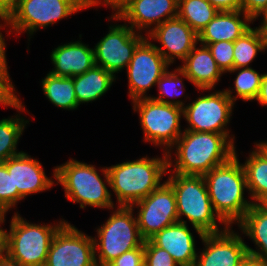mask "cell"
<instances>
[{"instance_id": "obj_33", "label": "cell", "mask_w": 267, "mask_h": 266, "mask_svg": "<svg viewBox=\"0 0 267 266\" xmlns=\"http://www.w3.org/2000/svg\"><path fill=\"white\" fill-rule=\"evenodd\" d=\"M206 45L223 73L233 70L234 64V42L219 41L214 43H200Z\"/></svg>"}, {"instance_id": "obj_30", "label": "cell", "mask_w": 267, "mask_h": 266, "mask_svg": "<svg viewBox=\"0 0 267 266\" xmlns=\"http://www.w3.org/2000/svg\"><path fill=\"white\" fill-rule=\"evenodd\" d=\"M238 74L234 80V92L236 93L233 95V90L231 89H224L225 93L231 98V100L235 103V101L240 98L243 101H255L258 96L261 80L263 74H259L258 71L254 70L252 67H244V68H237L229 71L230 73Z\"/></svg>"}, {"instance_id": "obj_34", "label": "cell", "mask_w": 267, "mask_h": 266, "mask_svg": "<svg viewBox=\"0 0 267 266\" xmlns=\"http://www.w3.org/2000/svg\"><path fill=\"white\" fill-rule=\"evenodd\" d=\"M144 266H180L168 251L144 240Z\"/></svg>"}, {"instance_id": "obj_5", "label": "cell", "mask_w": 267, "mask_h": 266, "mask_svg": "<svg viewBox=\"0 0 267 266\" xmlns=\"http://www.w3.org/2000/svg\"><path fill=\"white\" fill-rule=\"evenodd\" d=\"M103 179L96 170L95 165L69 159L65 164L53 169V176L57 183L61 184L67 200L79 203L80 208L97 207L100 209L115 210L107 167L100 169Z\"/></svg>"}, {"instance_id": "obj_37", "label": "cell", "mask_w": 267, "mask_h": 266, "mask_svg": "<svg viewBox=\"0 0 267 266\" xmlns=\"http://www.w3.org/2000/svg\"><path fill=\"white\" fill-rule=\"evenodd\" d=\"M267 8V0H242L241 11L256 21Z\"/></svg>"}, {"instance_id": "obj_43", "label": "cell", "mask_w": 267, "mask_h": 266, "mask_svg": "<svg viewBox=\"0 0 267 266\" xmlns=\"http://www.w3.org/2000/svg\"><path fill=\"white\" fill-rule=\"evenodd\" d=\"M19 0H0V16L8 17L15 9Z\"/></svg>"}, {"instance_id": "obj_20", "label": "cell", "mask_w": 267, "mask_h": 266, "mask_svg": "<svg viewBox=\"0 0 267 266\" xmlns=\"http://www.w3.org/2000/svg\"><path fill=\"white\" fill-rule=\"evenodd\" d=\"M50 56L54 69L49 73L55 76L73 77L96 65L94 49L79 40L59 45Z\"/></svg>"}, {"instance_id": "obj_45", "label": "cell", "mask_w": 267, "mask_h": 266, "mask_svg": "<svg viewBox=\"0 0 267 266\" xmlns=\"http://www.w3.org/2000/svg\"><path fill=\"white\" fill-rule=\"evenodd\" d=\"M0 266H23L16 260L11 259L7 254L0 255Z\"/></svg>"}, {"instance_id": "obj_32", "label": "cell", "mask_w": 267, "mask_h": 266, "mask_svg": "<svg viewBox=\"0 0 267 266\" xmlns=\"http://www.w3.org/2000/svg\"><path fill=\"white\" fill-rule=\"evenodd\" d=\"M23 199L18 191H13L12 174L8 173L4 163H0V211H10Z\"/></svg>"}, {"instance_id": "obj_21", "label": "cell", "mask_w": 267, "mask_h": 266, "mask_svg": "<svg viewBox=\"0 0 267 266\" xmlns=\"http://www.w3.org/2000/svg\"><path fill=\"white\" fill-rule=\"evenodd\" d=\"M182 64L179 68L186 74L187 80L203 92L212 91L224 74L214 60L210 49L203 44L199 48L195 46Z\"/></svg>"}, {"instance_id": "obj_49", "label": "cell", "mask_w": 267, "mask_h": 266, "mask_svg": "<svg viewBox=\"0 0 267 266\" xmlns=\"http://www.w3.org/2000/svg\"><path fill=\"white\" fill-rule=\"evenodd\" d=\"M266 38V48H267V30L264 32Z\"/></svg>"}, {"instance_id": "obj_4", "label": "cell", "mask_w": 267, "mask_h": 266, "mask_svg": "<svg viewBox=\"0 0 267 266\" xmlns=\"http://www.w3.org/2000/svg\"><path fill=\"white\" fill-rule=\"evenodd\" d=\"M166 182L172 187L176 197L179 222L187 224L182 217L185 216L200 239L204 234L218 233L228 227L213 209L203 175L171 173ZM219 223L224 228L219 229Z\"/></svg>"}, {"instance_id": "obj_28", "label": "cell", "mask_w": 267, "mask_h": 266, "mask_svg": "<svg viewBox=\"0 0 267 266\" xmlns=\"http://www.w3.org/2000/svg\"><path fill=\"white\" fill-rule=\"evenodd\" d=\"M233 69L251 67L259 52L267 50L264 32L259 27H251L234 41Z\"/></svg>"}, {"instance_id": "obj_40", "label": "cell", "mask_w": 267, "mask_h": 266, "mask_svg": "<svg viewBox=\"0 0 267 266\" xmlns=\"http://www.w3.org/2000/svg\"><path fill=\"white\" fill-rule=\"evenodd\" d=\"M0 20L3 21L4 23L0 24V29H3V27H10L9 23L7 21L6 17L0 16ZM5 24V25H4ZM4 25V26H3ZM5 37H3V34L0 30V71H8V65H7V59H6V43H5Z\"/></svg>"}, {"instance_id": "obj_7", "label": "cell", "mask_w": 267, "mask_h": 266, "mask_svg": "<svg viewBox=\"0 0 267 266\" xmlns=\"http://www.w3.org/2000/svg\"><path fill=\"white\" fill-rule=\"evenodd\" d=\"M13 214L7 232L6 254L23 266H44L52 239L66 221L42 225L27 222L18 212Z\"/></svg>"}, {"instance_id": "obj_25", "label": "cell", "mask_w": 267, "mask_h": 266, "mask_svg": "<svg viewBox=\"0 0 267 266\" xmlns=\"http://www.w3.org/2000/svg\"><path fill=\"white\" fill-rule=\"evenodd\" d=\"M14 109L19 111V116L17 114L0 120V163L23 152L17 151V145L29 121L20 116V112L26 110L22 102Z\"/></svg>"}, {"instance_id": "obj_8", "label": "cell", "mask_w": 267, "mask_h": 266, "mask_svg": "<svg viewBox=\"0 0 267 266\" xmlns=\"http://www.w3.org/2000/svg\"><path fill=\"white\" fill-rule=\"evenodd\" d=\"M90 7L91 0H19L7 17L8 35L13 31L18 35L24 31L31 37L40 28L45 29Z\"/></svg>"}, {"instance_id": "obj_26", "label": "cell", "mask_w": 267, "mask_h": 266, "mask_svg": "<svg viewBox=\"0 0 267 266\" xmlns=\"http://www.w3.org/2000/svg\"><path fill=\"white\" fill-rule=\"evenodd\" d=\"M41 82L43 93L54 106L64 110H75L79 107L72 77L48 73Z\"/></svg>"}, {"instance_id": "obj_24", "label": "cell", "mask_w": 267, "mask_h": 266, "mask_svg": "<svg viewBox=\"0 0 267 266\" xmlns=\"http://www.w3.org/2000/svg\"><path fill=\"white\" fill-rule=\"evenodd\" d=\"M237 225L256 246L257 250L247 245L248 254L267 259V213L253 204Z\"/></svg>"}, {"instance_id": "obj_19", "label": "cell", "mask_w": 267, "mask_h": 266, "mask_svg": "<svg viewBox=\"0 0 267 266\" xmlns=\"http://www.w3.org/2000/svg\"><path fill=\"white\" fill-rule=\"evenodd\" d=\"M150 240L169 252L180 266H194L197 254L195 239L186 223L176 222L157 232Z\"/></svg>"}, {"instance_id": "obj_29", "label": "cell", "mask_w": 267, "mask_h": 266, "mask_svg": "<svg viewBox=\"0 0 267 266\" xmlns=\"http://www.w3.org/2000/svg\"><path fill=\"white\" fill-rule=\"evenodd\" d=\"M219 11L207 0H178V17L185 21L197 34Z\"/></svg>"}, {"instance_id": "obj_1", "label": "cell", "mask_w": 267, "mask_h": 266, "mask_svg": "<svg viewBox=\"0 0 267 266\" xmlns=\"http://www.w3.org/2000/svg\"><path fill=\"white\" fill-rule=\"evenodd\" d=\"M183 131L167 152V173L204 175L235 155V145L224 134ZM175 148L176 158L173 160L171 151Z\"/></svg>"}, {"instance_id": "obj_10", "label": "cell", "mask_w": 267, "mask_h": 266, "mask_svg": "<svg viewBox=\"0 0 267 266\" xmlns=\"http://www.w3.org/2000/svg\"><path fill=\"white\" fill-rule=\"evenodd\" d=\"M234 102L224 90L204 94L183 107V117L187 121L184 130L224 134L233 144L227 125L232 116Z\"/></svg>"}, {"instance_id": "obj_39", "label": "cell", "mask_w": 267, "mask_h": 266, "mask_svg": "<svg viewBox=\"0 0 267 266\" xmlns=\"http://www.w3.org/2000/svg\"><path fill=\"white\" fill-rule=\"evenodd\" d=\"M219 12L241 11L242 0H207Z\"/></svg>"}, {"instance_id": "obj_15", "label": "cell", "mask_w": 267, "mask_h": 266, "mask_svg": "<svg viewBox=\"0 0 267 266\" xmlns=\"http://www.w3.org/2000/svg\"><path fill=\"white\" fill-rule=\"evenodd\" d=\"M228 226L218 233L204 234V248L197 254L194 266H241L248 255L247 244Z\"/></svg>"}, {"instance_id": "obj_31", "label": "cell", "mask_w": 267, "mask_h": 266, "mask_svg": "<svg viewBox=\"0 0 267 266\" xmlns=\"http://www.w3.org/2000/svg\"><path fill=\"white\" fill-rule=\"evenodd\" d=\"M180 76L187 79L186 74L179 68V66L171 72L167 69L156 84L159 91L158 96L154 97L149 95V97L158 102L172 104L183 108L185 106L183 100L176 99V97L185 93V84ZM166 97H170L171 100L165 99ZM172 98H175L176 100H172Z\"/></svg>"}, {"instance_id": "obj_41", "label": "cell", "mask_w": 267, "mask_h": 266, "mask_svg": "<svg viewBox=\"0 0 267 266\" xmlns=\"http://www.w3.org/2000/svg\"><path fill=\"white\" fill-rule=\"evenodd\" d=\"M6 212L0 211V255L6 254L7 249V229H2L1 225L5 222Z\"/></svg>"}, {"instance_id": "obj_6", "label": "cell", "mask_w": 267, "mask_h": 266, "mask_svg": "<svg viewBox=\"0 0 267 266\" xmlns=\"http://www.w3.org/2000/svg\"><path fill=\"white\" fill-rule=\"evenodd\" d=\"M133 211L131 206H117L105 224L96 230L97 236L93 240L97 266H107L124 252L144 248Z\"/></svg>"}, {"instance_id": "obj_22", "label": "cell", "mask_w": 267, "mask_h": 266, "mask_svg": "<svg viewBox=\"0 0 267 266\" xmlns=\"http://www.w3.org/2000/svg\"><path fill=\"white\" fill-rule=\"evenodd\" d=\"M251 23L253 20L242 11L218 12L198 34V42H234L251 28Z\"/></svg>"}, {"instance_id": "obj_9", "label": "cell", "mask_w": 267, "mask_h": 266, "mask_svg": "<svg viewBox=\"0 0 267 266\" xmlns=\"http://www.w3.org/2000/svg\"><path fill=\"white\" fill-rule=\"evenodd\" d=\"M132 105L134 112L139 113L144 141L163 147V153H167L183 133L180 125L183 108L151 97L136 99Z\"/></svg>"}, {"instance_id": "obj_44", "label": "cell", "mask_w": 267, "mask_h": 266, "mask_svg": "<svg viewBox=\"0 0 267 266\" xmlns=\"http://www.w3.org/2000/svg\"><path fill=\"white\" fill-rule=\"evenodd\" d=\"M241 266H267V259L259 258L248 254L242 262Z\"/></svg>"}, {"instance_id": "obj_46", "label": "cell", "mask_w": 267, "mask_h": 266, "mask_svg": "<svg viewBox=\"0 0 267 266\" xmlns=\"http://www.w3.org/2000/svg\"><path fill=\"white\" fill-rule=\"evenodd\" d=\"M253 204L258 209L267 213V193L261 195Z\"/></svg>"}, {"instance_id": "obj_13", "label": "cell", "mask_w": 267, "mask_h": 266, "mask_svg": "<svg viewBox=\"0 0 267 266\" xmlns=\"http://www.w3.org/2000/svg\"><path fill=\"white\" fill-rule=\"evenodd\" d=\"M44 266H97L93 237L66 221L52 239Z\"/></svg>"}, {"instance_id": "obj_35", "label": "cell", "mask_w": 267, "mask_h": 266, "mask_svg": "<svg viewBox=\"0 0 267 266\" xmlns=\"http://www.w3.org/2000/svg\"><path fill=\"white\" fill-rule=\"evenodd\" d=\"M8 71H0V105L15 108L20 101Z\"/></svg>"}, {"instance_id": "obj_17", "label": "cell", "mask_w": 267, "mask_h": 266, "mask_svg": "<svg viewBox=\"0 0 267 266\" xmlns=\"http://www.w3.org/2000/svg\"><path fill=\"white\" fill-rule=\"evenodd\" d=\"M177 15L178 0H133L117 17L110 19L127 21L135 32L144 30L148 35L153 28Z\"/></svg>"}, {"instance_id": "obj_38", "label": "cell", "mask_w": 267, "mask_h": 266, "mask_svg": "<svg viewBox=\"0 0 267 266\" xmlns=\"http://www.w3.org/2000/svg\"><path fill=\"white\" fill-rule=\"evenodd\" d=\"M133 0H91V7L96 5H106L112 8L114 14L112 17H117Z\"/></svg>"}, {"instance_id": "obj_42", "label": "cell", "mask_w": 267, "mask_h": 266, "mask_svg": "<svg viewBox=\"0 0 267 266\" xmlns=\"http://www.w3.org/2000/svg\"><path fill=\"white\" fill-rule=\"evenodd\" d=\"M255 100H257L262 107H267V73H264L262 76L260 90Z\"/></svg>"}, {"instance_id": "obj_23", "label": "cell", "mask_w": 267, "mask_h": 266, "mask_svg": "<svg viewBox=\"0 0 267 266\" xmlns=\"http://www.w3.org/2000/svg\"><path fill=\"white\" fill-rule=\"evenodd\" d=\"M72 78L79 105L98 100L116 81V76L96 65L85 73Z\"/></svg>"}, {"instance_id": "obj_36", "label": "cell", "mask_w": 267, "mask_h": 266, "mask_svg": "<svg viewBox=\"0 0 267 266\" xmlns=\"http://www.w3.org/2000/svg\"><path fill=\"white\" fill-rule=\"evenodd\" d=\"M107 266H144V248H135L124 252Z\"/></svg>"}, {"instance_id": "obj_18", "label": "cell", "mask_w": 267, "mask_h": 266, "mask_svg": "<svg viewBox=\"0 0 267 266\" xmlns=\"http://www.w3.org/2000/svg\"><path fill=\"white\" fill-rule=\"evenodd\" d=\"M3 163L12 174L13 191H18L24 198L53 188L55 184L52 178L46 176L41 163L24 151Z\"/></svg>"}, {"instance_id": "obj_47", "label": "cell", "mask_w": 267, "mask_h": 266, "mask_svg": "<svg viewBox=\"0 0 267 266\" xmlns=\"http://www.w3.org/2000/svg\"><path fill=\"white\" fill-rule=\"evenodd\" d=\"M263 17L262 21H261V25L259 26V28L265 32L267 30V8L263 11V13L261 14Z\"/></svg>"}, {"instance_id": "obj_16", "label": "cell", "mask_w": 267, "mask_h": 266, "mask_svg": "<svg viewBox=\"0 0 267 266\" xmlns=\"http://www.w3.org/2000/svg\"><path fill=\"white\" fill-rule=\"evenodd\" d=\"M146 37L161 44L162 47L155 45V48L170 65L175 58L183 61L199 44L198 34L178 16L153 28Z\"/></svg>"}, {"instance_id": "obj_48", "label": "cell", "mask_w": 267, "mask_h": 266, "mask_svg": "<svg viewBox=\"0 0 267 266\" xmlns=\"http://www.w3.org/2000/svg\"><path fill=\"white\" fill-rule=\"evenodd\" d=\"M256 145L266 156H267V141H260L259 143H255Z\"/></svg>"}, {"instance_id": "obj_3", "label": "cell", "mask_w": 267, "mask_h": 266, "mask_svg": "<svg viewBox=\"0 0 267 266\" xmlns=\"http://www.w3.org/2000/svg\"><path fill=\"white\" fill-rule=\"evenodd\" d=\"M167 153L162 158L144 156L107 167L110 188L117 197L118 206H131L147 197L167 175Z\"/></svg>"}, {"instance_id": "obj_11", "label": "cell", "mask_w": 267, "mask_h": 266, "mask_svg": "<svg viewBox=\"0 0 267 266\" xmlns=\"http://www.w3.org/2000/svg\"><path fill=\"white\" fill-rule=\"evenodd\" d=\"M137 208V224L141 237L150 239L157 232L179 222L176 197L172 187L165 181L147 197L133 203Z\"/></svg>"}, {"instance_id": "obj_14", "label": "cell", "mask_w": 267, "mask_h": 266, "mask_svg": "<svg viewBox=\"0 0 267 266\" xmlns=\"http://www.w3.org/2000/svg\"><path fill=\"white\" fill-rule=\"evenodd\" d=\"M170 64L155 48V44L145 38L135 49L133 57L126 68L129 97L132 101L147 98V91L157 84Z\"/></svg>"}, {"instance_id": "obj_12", "label": "cell", "mask_w": 267, "mask_h": 266, "mask_svg": "<svg viewBox=\"0 0 267 266\" xmlns=\"http://www.w3.org/2000/svg\"><path fill=\"white\" fill-rule=\"evenodd\" d=\"M144 35L135 32L126 22L111 24L109 32L93 48L96 66L115 76L127 68L135 49L146 38Z\"/></svg>"}, {"instance_id": "obj_2", "label": "cell", "mask_w": 267, "mask_h": 266, "mask_svg": "<svg viewBox=\"0 0 267 266\" xmlns=\"http://www.w3.org/2000/svg\"><path fill=\"white\" fill-rule=\"evenodd\" d=\"M214 211L228 225L238 223L253 205L244 198L246 175L237 151L227 162L203 175Z\"/></svg>"}, {"instance_id": "obj_27", "label": "cell", "mask_w": 267, "mask_h": 266, "mask_svg": "<svg viewBox=\"0 0 267 266\" xmlns=\"http://www.w3.org/2000/svg\"><path fill=\"white\" fill-rule=\"evenodd\" d=\"M255 150L242 164L247 182L250 200L254 203L261 195L267 193V156L255 145Z\"/></svg>"}]
</instances>
